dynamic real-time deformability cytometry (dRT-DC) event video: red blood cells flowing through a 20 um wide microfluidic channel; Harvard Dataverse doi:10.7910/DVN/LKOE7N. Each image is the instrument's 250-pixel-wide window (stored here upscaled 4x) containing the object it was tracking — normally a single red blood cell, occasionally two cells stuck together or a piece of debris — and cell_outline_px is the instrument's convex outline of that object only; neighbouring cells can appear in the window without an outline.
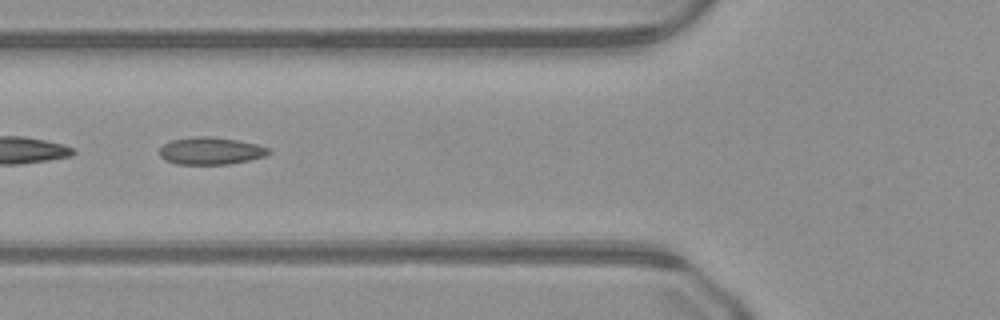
{"species": "common noctule bat (a hibernating species)", "species_latin": "Nyctalus noctula", "temperature_condition": "warm", "stored_images_in_passage": 43, "camera_frame_rate_fps": 3000, "um_per_image_px": 0.085, "animal": {"sex": "male", "body_mass_g": 23.1, "forearm_length_mm": 52.7}, "frame": {"image": 1, "passage_image": 12, "time_ms": 3.667, "image_size_px": [1000, 320], "cell_outline_px": [[272, 152], [264, 156], [248, 160], [228, 164], [176, 164], [160, 156], [160, 148], [164, 144], [172, 140], [196, 136], [212, 136], [236, 140], [256, 144], [268, 148]], "centroid_in_image_um": [17.91, 12.82], "position_along_channel_um": 107.9, "area_um2": 17.17}}
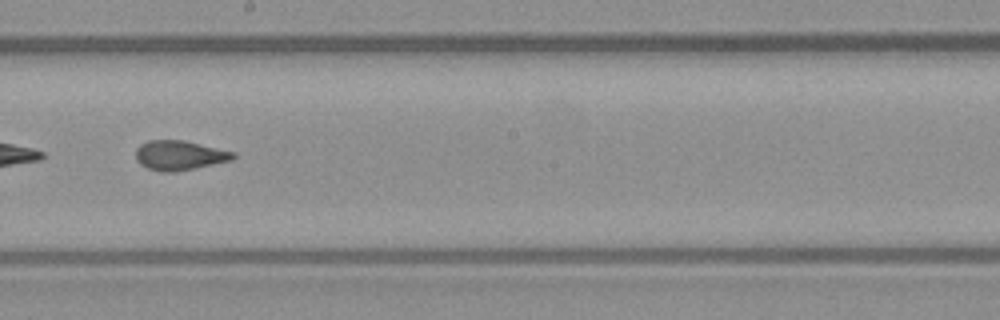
{"frame": {"image": 2, "passage_image": 21, "time_ms": 6.667, "image_size_px": [1000, 320], "cell_outline_px": [[236, 156], [232, 160], [176, 172], [164, 172], [148, 168], [140, 164], [136, 160], [136, 148], [140, 144], [148, 140], [184, 140], [236, 152]], "centroid_in_image_um": [15.26, 13.2], "position_along_channel_um": 232.9, "area_um2": 16.88}}
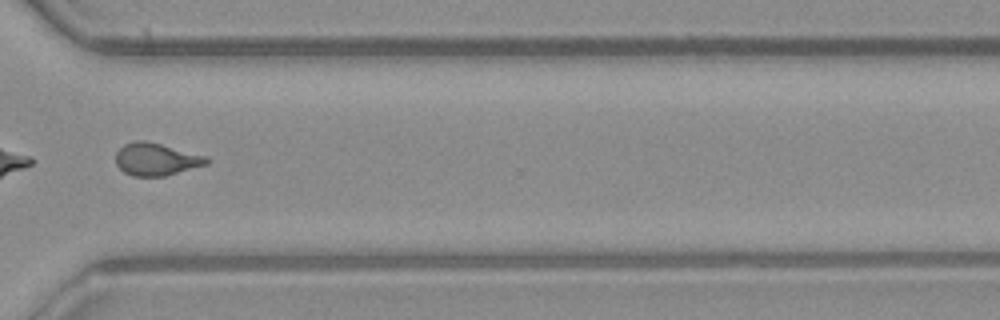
{"frame": {"image": 3, "passage_image": 30, "time_ms": 9.667, "image_size_px": [1000, 320], "cell_outline_px": [[212, 160], [208, 164], [164, 176], [132, 176], [124, 172], [116, 164], [116, 152], [124, 144], [136, 140], [144, 140], [208, 156]], "centroid_in_image_um": [13.3, 13.54], "position_along_channel_um": 357.3, "area_um2": 17.22}}